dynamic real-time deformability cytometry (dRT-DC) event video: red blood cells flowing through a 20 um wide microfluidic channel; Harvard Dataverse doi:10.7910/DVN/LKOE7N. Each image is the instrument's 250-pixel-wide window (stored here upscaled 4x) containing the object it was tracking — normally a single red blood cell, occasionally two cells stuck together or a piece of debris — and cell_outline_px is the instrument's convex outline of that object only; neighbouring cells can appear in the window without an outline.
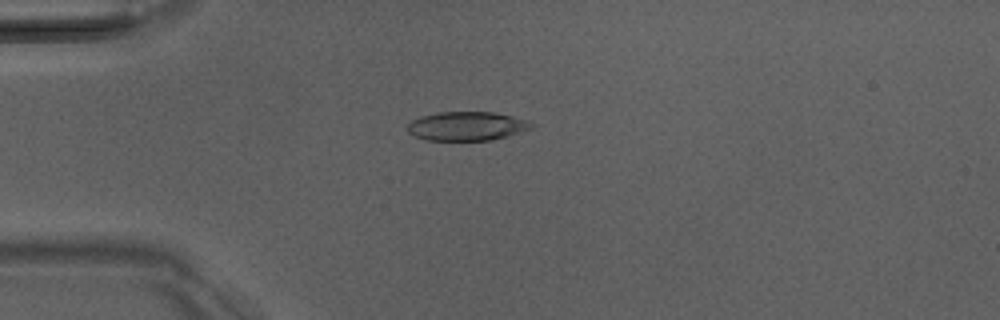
{"species": "Egyptian fruit bat (a non-hibernating species)", "species_latin": "Rousettus aegyptiacus", "temperature_condition": "room temperature", "stored_images_in_passage": 42, "camera_frame_rate_fps": 3000, "um_per_image_px": 0.085, "animal": {"sex": "male"}, "frame": {"image": 1, "passage_image": 5, "time_ms": 1.333, "image_size_px": [1000, 320], "cell_outline_px": [[536, 124], [532, 128], [508, 136], [488, 140], [424, 140], [412, 136], [408, 132], [408, 124], [412, 120], [420, 116], [440, 112], [492, 112], [512, 116]], "centroid_in_image_um": [39.65, 10.72], "position_along_channel_um": 45.4, "area_um2": 20.87}}
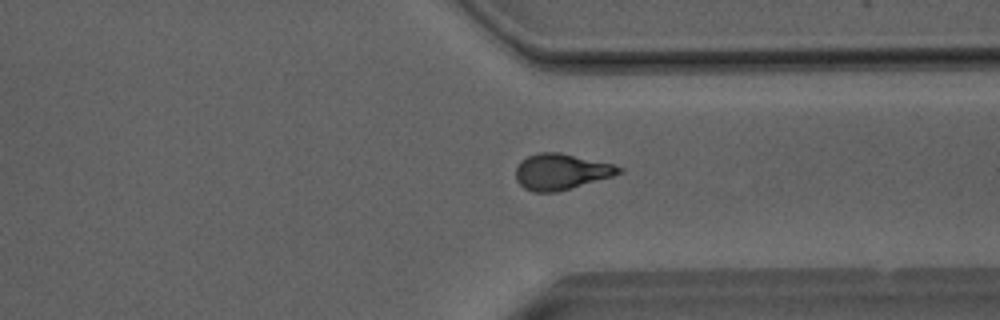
{"frame": {"image": 2, "passage_image": 30, "time_ms": 9.667, "image_size_px": [1000, 320], "cell_outline_px": [[624, 172], [612, 176], [556, 192], [532, 192], [524, 188], [516, 180], [516, 168], [520, 160], [528, 156], [540, 152], [560, 152], [612, 164], [624, 168]], "centroid_in_image_um": [47.68, 14.59], "position_along_channel_um": 363.7, "area_um2": 21.5}}
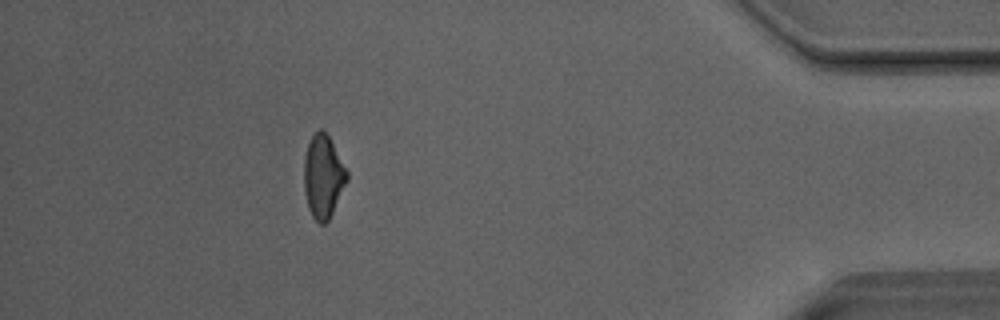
{"frame": {"image": 3, "passage_image": 37, "time_ms": 12.0, "image_size_px": [1000, 320], "cell_outline_px": [[348, 180], [328, 220], [324, 224], [320, 224], [312, 216], [308, 208], [304, 192], [304, 156], [308, 144], [312, 136], [320, 128], [328, 136], [348, 172]], "centroid_in_image_um": [27.46, 15.02], "position_along_channel_um": 407.7, "area_um2": 20.52}, "authors_computed_cell_mechanics": {"area_um2": 21.2126, "velocity_mm_per_s": 4.08, "shape_relaxation_time_tau1_ms": 5.2037, "shape_relaxation_time_tau2_ms": 2.6037, "deformation_change_tau1": 0.1744, "deformation_change_tau2": 0.0983}}